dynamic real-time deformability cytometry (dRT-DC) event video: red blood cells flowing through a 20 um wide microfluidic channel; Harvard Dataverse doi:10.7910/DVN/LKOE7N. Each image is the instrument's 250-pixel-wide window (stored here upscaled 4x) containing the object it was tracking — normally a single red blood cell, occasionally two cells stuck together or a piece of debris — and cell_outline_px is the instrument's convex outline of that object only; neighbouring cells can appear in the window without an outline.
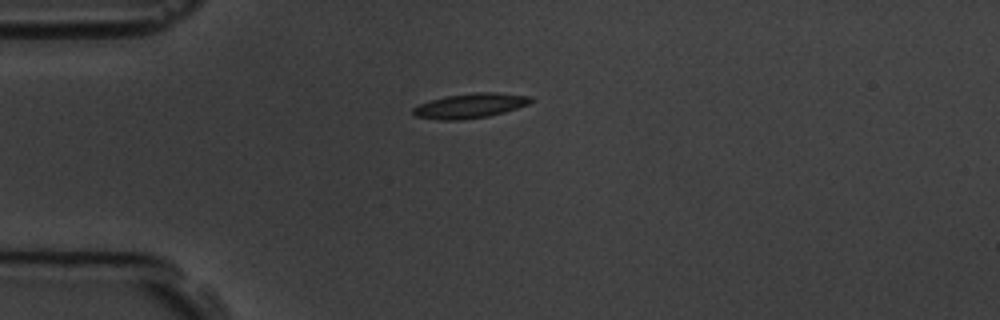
{"species": "common noctule bat (a hibernating species)", "species_latin": "Nyctalus noctula", "temperature_condition": "room temperature", "stored_images_in_passage": 12, "camera_frame_rate_fps": 3000, "um_per_image_px": 0.085, "animal": {"sex": "male", "body_mass_g": 19.5, "forearm_length_mm": 54.6}, "frame": {"image": 1, "passage_image": 1, "time_ms": 0.0, "image_size_px": [1000, 320], "cell_outline_px": [[536, 100], [528, 104], [504, 112], [488, 116], [460, 120], [440, 120], [416, 116], [412, 112], [412, 108], [420, 104], [444, 96], [476, 92], [496, 92], [532, 96]], "centroid_in_image_um": [40.0, 8.98], "position_along_channel_um": 45.0, "area_um2": 16.99}}
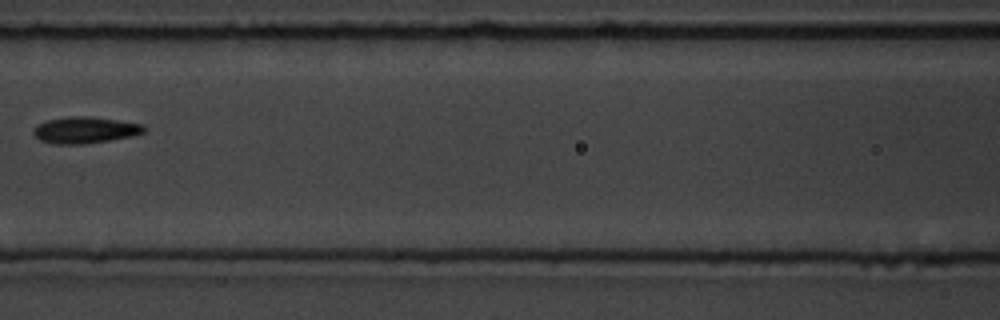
{"frame": {"image": 2, "passage_image": 4, "time_ms": 3.667, "image_size_px": [1000, 320], "cell_outline_px": [[144, 132], [132, 136], [112, 140], [84, 144], [56, 144], [40, 140], [32, 132], [36, 124], [48, 120], [72, 116], [88, 116], [144, 124]], "centroid_in_image_um": [7.22, 11.06], "position_along_channel_um": 159.4, "area_um2": 16.99}}
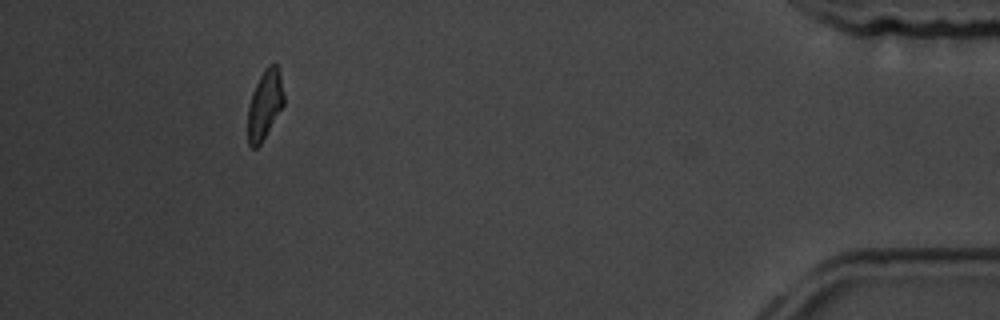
{"frame": {"image": 3, "passage_image": 11, "time_ms": 12.333, "image_size_px": [1000, 320], "cell_outline_px": [[284, 104], [260, 144], [256, 148], [252, 148], [248, 144], [248, 108], [252, 92], [264, 68], [268, 64], [276, 64], [280, 76], [284, 96]], "centroid_in_image_um": [22.49, 8.89], "position_along_channel_um": 412.7, "area_um2": 14.28}, "authors_computed_cell_mechanics": {"area_um2": 16.184, "velocity_mm_per_s": 3.6394, "shape_relaxation_time_tau1_ms": 1.4394, "shape_relaxation_time_tau2_ms": null, "deformation_change_tau1": 0.0842, "deformation_change_tau2": null}}